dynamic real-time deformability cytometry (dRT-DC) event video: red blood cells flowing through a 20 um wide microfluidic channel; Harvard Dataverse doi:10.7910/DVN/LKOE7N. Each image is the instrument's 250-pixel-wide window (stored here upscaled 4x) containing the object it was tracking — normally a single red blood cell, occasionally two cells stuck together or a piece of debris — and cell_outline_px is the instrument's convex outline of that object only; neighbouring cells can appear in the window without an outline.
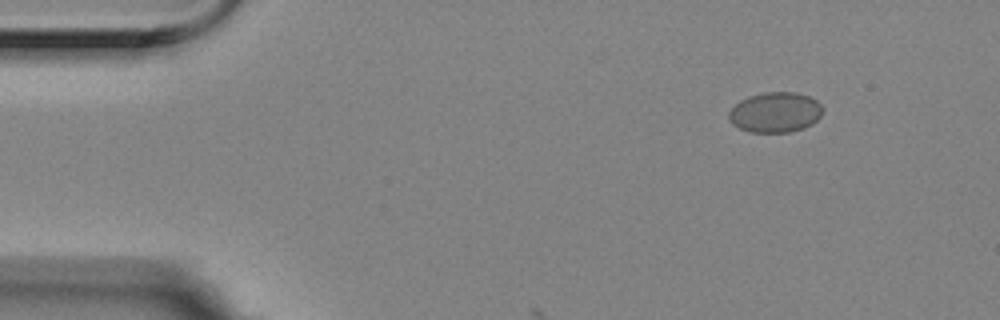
{"species": "Egyptian fruit bat (a non-hibernating species)", "species_latin": "Rousettus aegyptiacus", "temperature_condition": "room temperature", "stored_images_in_passage": 4, "camera_frame_rate_fps": 3000, "um_per_image_px": 0.085, "animal": {"sex": "female"}, "frame": {"image": 1, "passage_image": 2, "time_ms": 0.333, "image_size_px": [1000, 320], "cell_outline_px": [[824, 112], [812, 124], [804, 128], [788, 132], [748, 132], [732, 124], [728, 120], [728, 112], [740, 100], [748, 96], [764, 92], [796, 92], [808, 96], [816, 100], [824, 108]], "centroid_in_image_um": [65.89, 9.54], "position_along_channel_um": 19.1, "area_um2": 22.2}}